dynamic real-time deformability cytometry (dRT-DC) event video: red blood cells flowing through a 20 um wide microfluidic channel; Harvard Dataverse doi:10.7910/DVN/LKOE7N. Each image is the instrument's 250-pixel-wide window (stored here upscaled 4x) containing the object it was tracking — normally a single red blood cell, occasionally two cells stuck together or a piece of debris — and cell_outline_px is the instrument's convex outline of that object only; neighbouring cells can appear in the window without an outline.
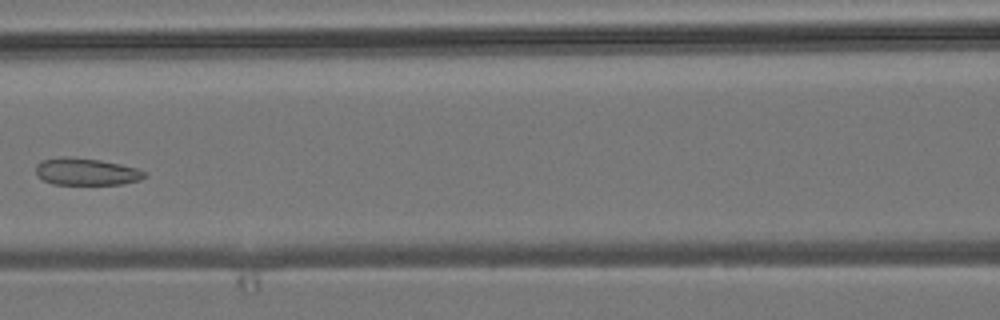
{"species": "common noctule bat (a hibernating species)", "species_latin": "Nyctalus noctula", "temperature_condition": "room temperature", "stored_images_in_passage": 7, "camera_frame_rate_fps": 3000, "um_per_image_px": 0.085, "animal": {"sex": "male", "body_mass_g": 19.2, "forearm_length_mm": 51.8}, "frame": {"image": 1, "passage_image": 6, "time_ms": 6.667, "image_size_px": [1000, 320], "cell_outline_px": [[148, 176], [140, 180], [124, 184], [52, 184], [44, 180], [36, 172], [36, 164], [40, 160], [60, 156], [68, 156], [100, 160], [120, 164], [136, 168], [144, 172]], "centroid_in_image_um": [7.32, 14.58], "position_along_channel_um": 159.3, "area_um2": 17.22}}
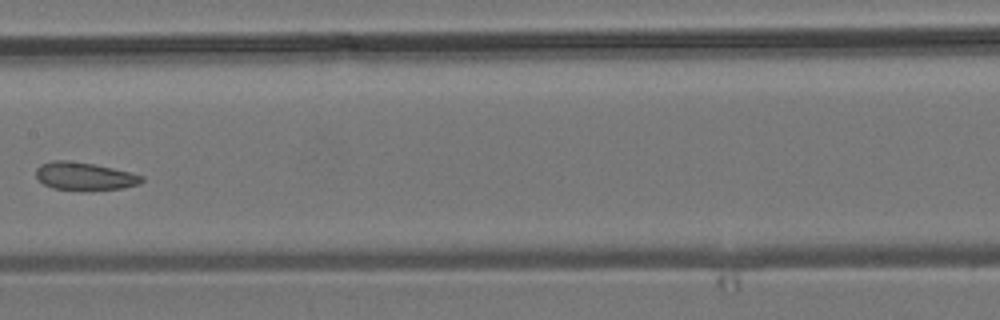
{"frame": {"image": 2, "passage_image": 7, "time_ms": 7.667, "image_size_px": [1000, 320], "cell_outline_px": [[144, 180], [140, 184], [124, 188], [52, 188], [44, 184], [36, 176], [36, 168], [40, 164], [52, 160], [68, 160], [92, 164], [112, 168], [144, 176]], "centroid_in_image_um": [7.17, 14.94], "position_along_channel_um": 200.2, "area_um2": 16.53}}